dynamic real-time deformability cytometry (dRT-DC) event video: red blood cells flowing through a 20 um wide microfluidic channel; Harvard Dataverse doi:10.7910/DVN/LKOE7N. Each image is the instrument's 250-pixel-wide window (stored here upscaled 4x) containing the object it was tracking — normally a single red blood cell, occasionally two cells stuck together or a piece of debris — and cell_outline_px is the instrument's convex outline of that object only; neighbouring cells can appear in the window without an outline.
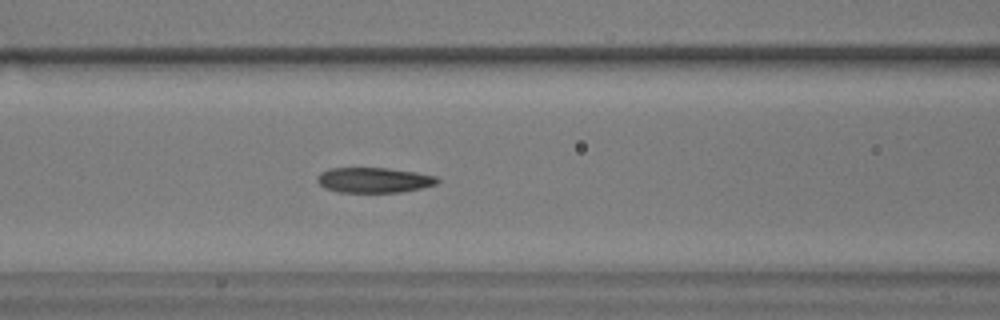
{"species": "common noctule bat (a hibernating species)", "species_latin": "Nyctalus noctula", "temperature_condition": "warm", "stored_images_in_passage": 31, "camera_frame_rate_fps": 3000, "um_per_image_px": 0.085, "animal": {"sex": "male", "body_mass_g": 17.9}, "frame": {"image": 1, "passage_image": 6, "time_ms": 1.667, "image_size_px": [1000, 320], "cell_outline_px": [[440, 180], [436, 184], [420, 188], [400, 192], [340, 192], [324, 188], [316, 180], [316, 176], [320, 172], [328, 168], [388, 168], [416, 172], [436, 176]], "centroid_in_image_um": [31.75, 15.3], "position_along_channel_um": 134.9, "area_um2": 17.69}}
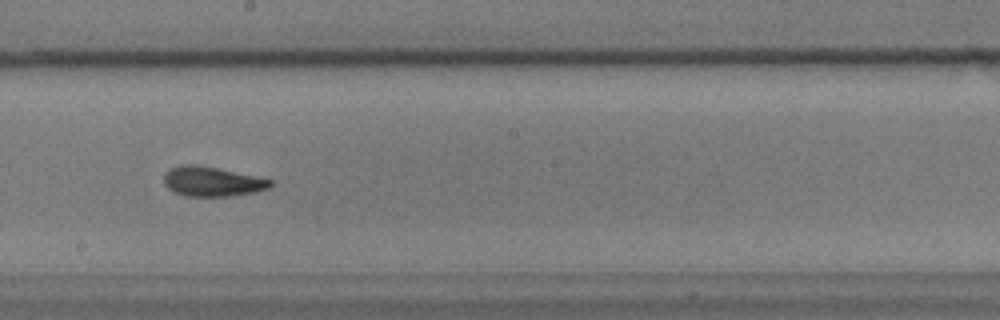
{"frame": {"image": 2, "passage_image": 14, "time_ms": 4.333, "image_size_px": [1000, 320], "cell_outline_px": [[276, 184], [268, 188], [256, 192], [228, 196], [184, 196], [168, 188], [164, 184], [164, 172], [168, 168], [180, 164], [196, 164], [256, 176], [272, 180]], "centroid_in_image_um": [18.01, 15.42], "position_along_channel_um": 230.2, "area_um2": 18.55}}
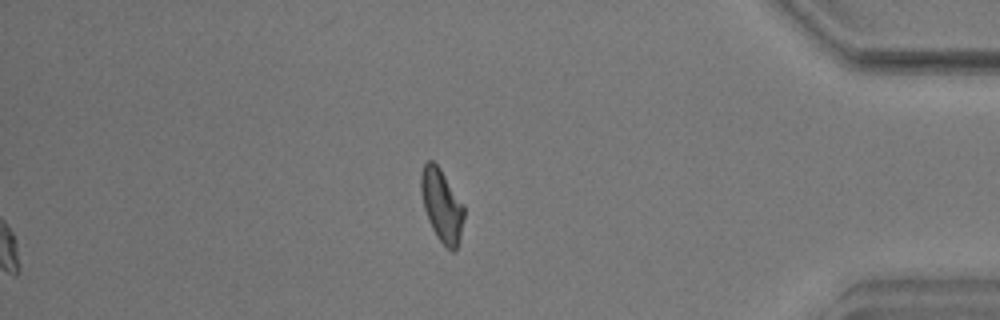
{"frame": {"image": 3, "passage_image": 31, "time_ms": 10.0, "image_size_px": [1000, 320], "cell_outline_px": [[464, 216], [460, 236], [456, 252], [452, 252], [436, 236], [428, 220], [424, 208], [420, 192], [420, 172], [424, 164], [428, 160], [432, 160], [440, 168], [464, 204]], "centroid_in_image_um": [37.54, 17.44], "position_along_channel_um": 397.7, "area_um2": 18.32}}